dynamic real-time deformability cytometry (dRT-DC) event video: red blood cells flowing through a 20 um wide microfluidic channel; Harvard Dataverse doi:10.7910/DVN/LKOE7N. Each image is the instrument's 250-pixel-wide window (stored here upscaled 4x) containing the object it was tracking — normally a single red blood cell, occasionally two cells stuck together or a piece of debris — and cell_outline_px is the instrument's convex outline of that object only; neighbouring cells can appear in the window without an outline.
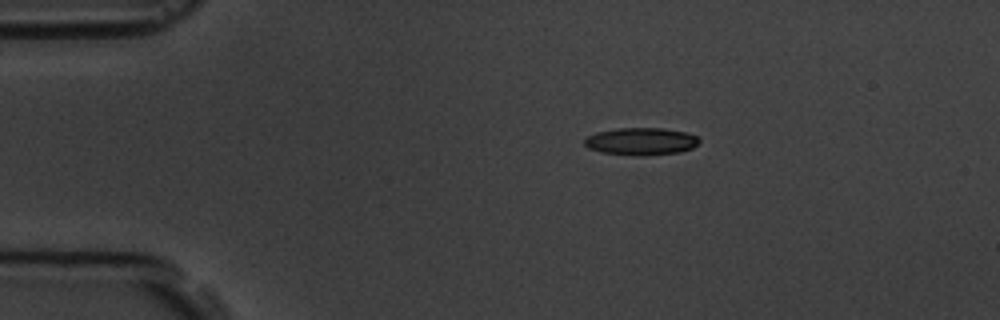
{"species": "common noctule bat (a hibernating species)", "species_latin": "Nyctalus noctula", "temperature_condition": "room temperature", "stored_images_in_passage": 10, "camera_frame_rate_fps": 3000, "um_per_image_px": 0.085, "animal": {"sex": "male", "body_mass_g": 19.5, "forearm_length_mm": 54.6}, "frame": {"image": 1, "passage_image": 4, "time_ms": 3.333, "image_size_px": [1000, 320], "cell_outline_px": [[700, 140], [692, 148], [680, 152], [636, 156], [600, 152], [588, 148], [584, 144], [584, 140], [588, 136], [596, 132], [616, 128], [664, 128], [684, 132], [696, 136]], "centroid_in_image_um": [54.45, 12.01], "position_along_channel_um": 30.5, "area_um2": 18.26}}
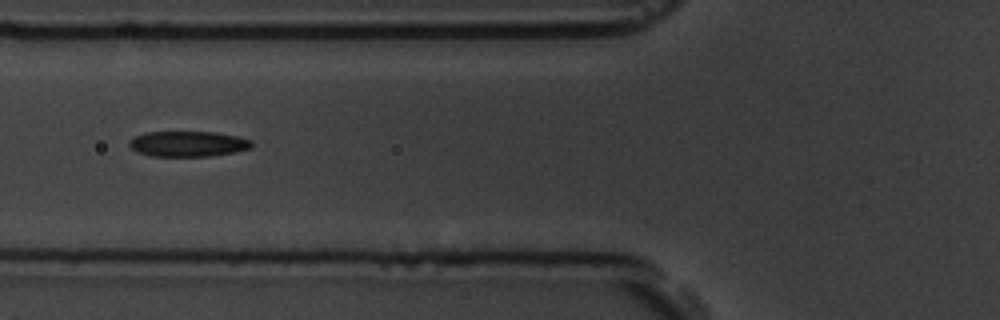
{"frame": {"image": 2, "passage_image": 7, "time_ms": 7.0, "image_size_px": [1000, 320], "cell_outline_px": [[252, 148], [232, 152], [208, 156], [152, 156], [136, 152], [128, 144], [128, 140], [144, 132], [216, 132], [236, 136], [252, 140]], "centroid_in_image_um": [15.95, 12.22], "position_along_channel_um": 109.8, "area_um2": 18.15}}
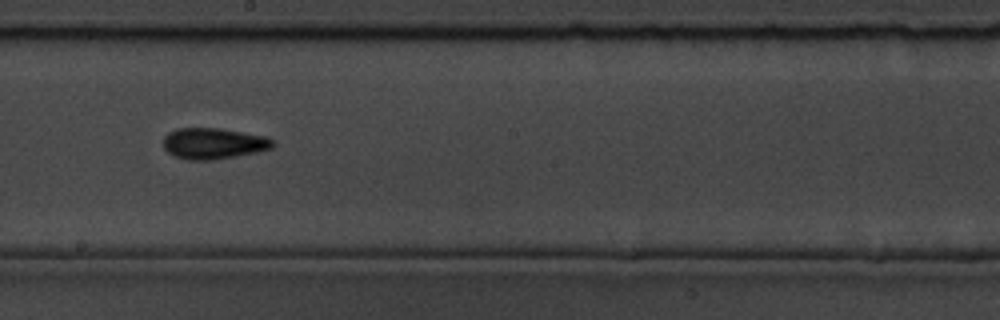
{"frame": {"image": 3, "passage_image": 10, "time_ms": 10.333, "image_size_px": [1000, 320], "cell_outline_px": [[276, 144], [272, 148], [256, 152], [212, 160], [188, 160], [176, 156], [168, 152], [164, 148], [164, 136], [168, 132], [176, 128], [220, 128], [268, 136]], "centroid_in_image_um": [18.16, 12.18], "position_along_channel_um": 230.0, "area_um2": 19.88}}